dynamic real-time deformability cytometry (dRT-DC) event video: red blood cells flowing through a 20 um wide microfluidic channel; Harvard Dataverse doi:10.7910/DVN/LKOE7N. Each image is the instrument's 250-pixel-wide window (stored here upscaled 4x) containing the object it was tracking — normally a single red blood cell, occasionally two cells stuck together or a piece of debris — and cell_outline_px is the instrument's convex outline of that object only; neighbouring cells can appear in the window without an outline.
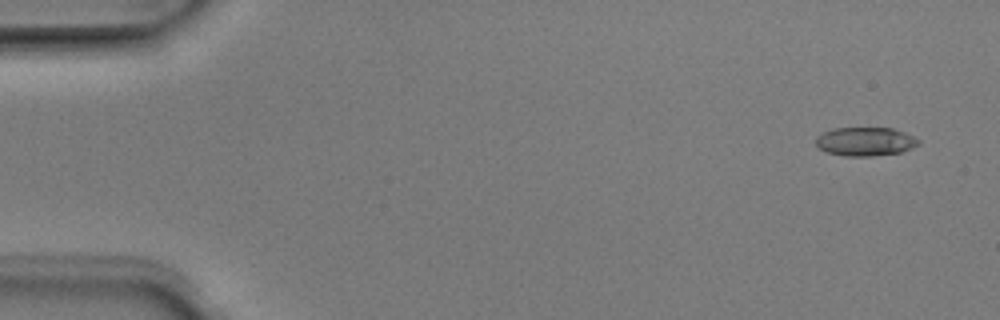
{"species": "Egyptian fruit bat (a non-hibernating species)", "species_latin": "Rousettus aegyptiacus", "temperature_condition": "room temperature", "stored_images_in_passage": 7, "camera_frame_rate_fps": 3000, "um_per_image_px": 0.085, "animal": {"sex": "male"}, "frame": {"image": 1, "passage_image": 1, "time_ms": 0.0, "image_size_px": [1000, 320], "cell_outline_px": [[920, 144], [912, 148], [900, 152], [872, 156], [844, 156], [828, 152], [820, 148], [816, 144], [816, 136], [832, 128], [892, 128], [904, 132], [920, 140]], "centroid_in_image_um": [73.56, 12.03], "position_along_channel_um": 11.4, "area_um2": 17.11}}
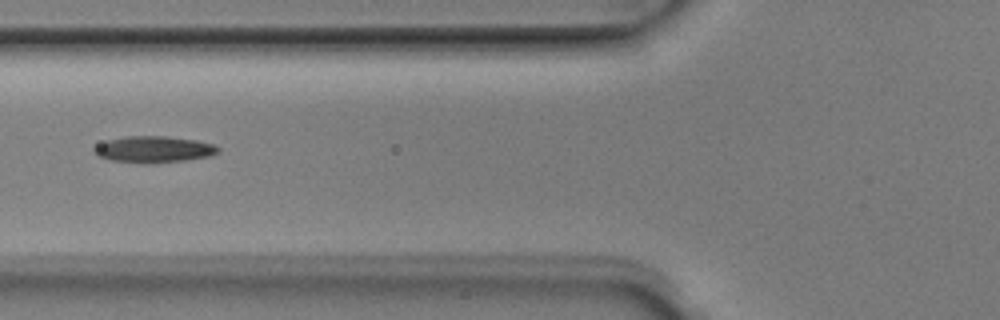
{"frame": {"image": 2, "passage_image": 6, "time_ms": 1.667, "image_size_px": [1000, 320], "cell_outline_px": [[220, 152], [212, 156], [184, 160], [148, 164], [144, 164], [112, 160], [96, 156], [92, 152], [92, 148], [108, 140], [124, 136], [164, 136], [196, 140], [212, 144], [220, 148]], "centroid_in_image_um": [13.06, 12.7], "position_along_channel_um": 112.7, "area_um2": 19.25}}
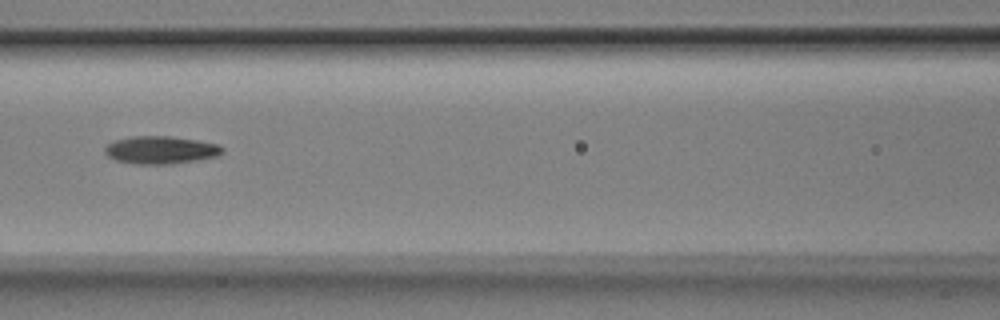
{"frame": {"image": 3, "passage_image": 7, "time_ms": 2.0, "image_size_px": [1000, 320], "cell_outline_px": [[224, 152], [216, 156], [196, 160], [172, 164], [136, 164], [116, 160], [108, 156], [104, 152], [104, 148], [112, 140], [132, 136], [172, 136], [220, 144], [224, 148]], "centroid_in_image_um": [13.65, 12.74], "position_along_channel_um": 152.9, "area_um2": 19.13}}